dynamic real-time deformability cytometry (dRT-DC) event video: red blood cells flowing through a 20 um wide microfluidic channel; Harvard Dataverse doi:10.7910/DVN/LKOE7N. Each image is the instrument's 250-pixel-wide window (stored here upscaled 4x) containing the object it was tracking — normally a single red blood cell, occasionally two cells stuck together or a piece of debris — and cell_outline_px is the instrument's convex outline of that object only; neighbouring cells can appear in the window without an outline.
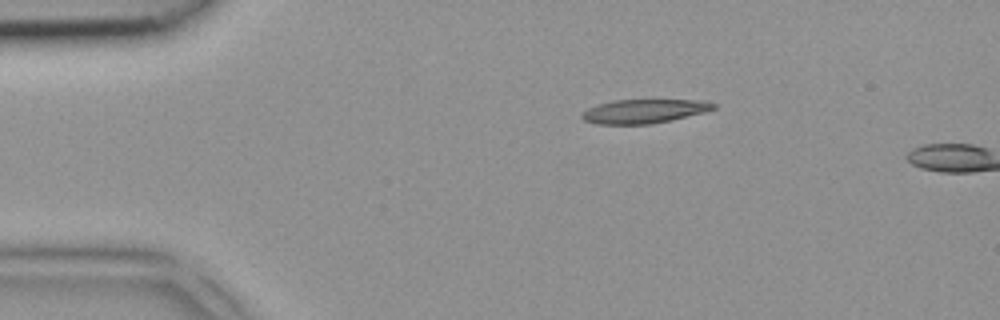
{"species": "common noctule bat (a hibernating species)", "species_latin": "Nyctalus noctula", "temperature_condition": "room temperature", "stored_images_in_passage": 2, "camera_frame_rate_fps": 3000, "um_per_image_px": 0.085, "animal": {"sex": "female", "body_mass_g": 18.4}, "frame": {"image": 1, "passage_image": 1, "time_ms": 0.0, "image_size_px": [1000, 320], "cell_outline_px": [[716, 108], [704, 112], [672, 120], [652, 124], [596, 124], [584, 120], [580, 116], [588, 108], [600, 104], [616, 100], [704, 100], [716, 104]], "centroid_in_image_um": [54.77, 9.46], "position_along_channel_um": 30.2, "area_um2": 18.26}}